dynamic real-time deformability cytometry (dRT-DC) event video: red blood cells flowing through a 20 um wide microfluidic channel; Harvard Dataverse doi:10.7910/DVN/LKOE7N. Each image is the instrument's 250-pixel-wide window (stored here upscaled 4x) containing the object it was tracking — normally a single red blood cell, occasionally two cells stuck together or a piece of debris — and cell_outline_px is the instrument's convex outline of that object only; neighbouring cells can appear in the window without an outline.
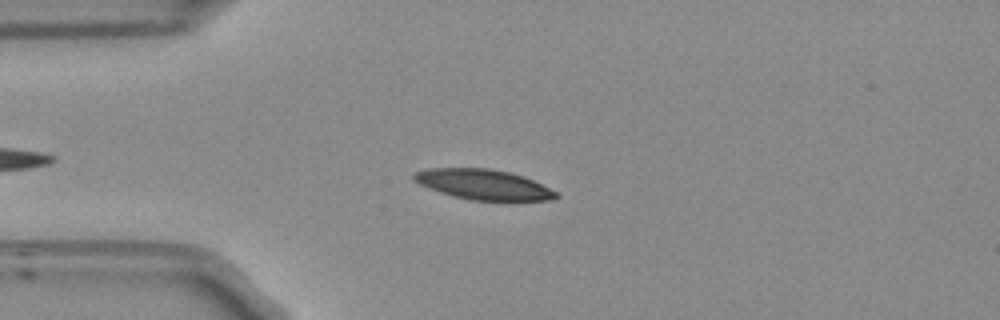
{"species": "Egyptian fruit bat (a non-hibernating species)", "species_latin": "Rousettus aegyptiacus", "temperature_condition": "room temperature", "stored_images_in_passage": 41, "camera_frame_rate_fps": 3000, "um_per_image_px": 0.085, "frame": {"image": 1, "passage_image": 4, "time_ms": 1.0, "image_size_px": [1000, 320], "cell_outline_px": [[560, 196], [552, 200], [472, 200], [440, 192], [420, 184], [412, 176], [416, 172], [428, 168], [488, 168], [508, 172], [524, 176], [556, 192]], "centroid_in_image_um": [41.1, 15.67], "position_along_channel_um": 43.9, "area_um2": 24.51}}
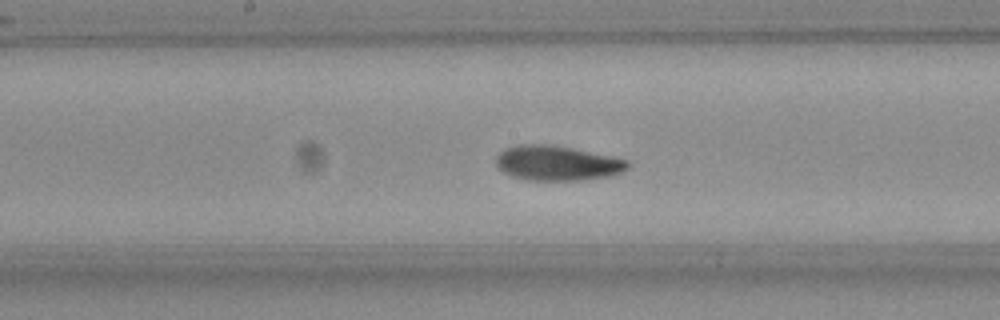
{"frame": {"image": 2, "passage_image": 18, "time_ms": 5.667, "image_size_px": [1000, 320], "cell_outline_px": [[632, 164], [628, 168], [612, 176], [584, 180], [528, 180], [512, 176], [504, 172], [496, 164], [496, 156], [500, 152], [508, 148], [520, 144], [552, 144], [612, 156], [628, 160]], "centroid_in_image_um": [47.4, 13.86], "position_along_channel_um": 200.8, "area_um2": 26.82}}
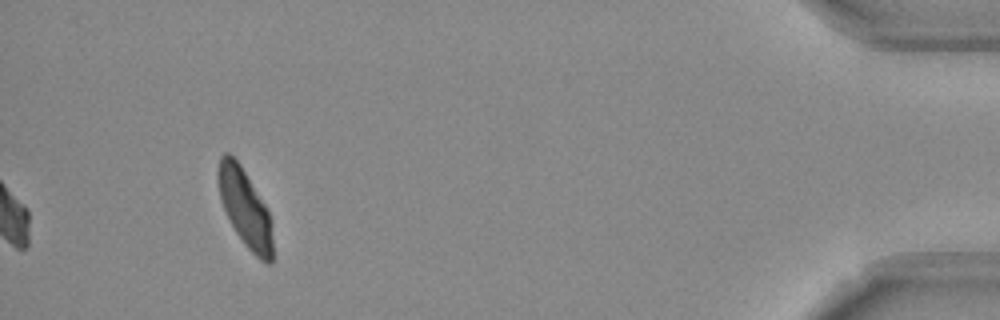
{"frame": {"image": 3, "passage_image": 41, "time_ms": 13.333, "image_size_px": [1000, 320], "cell_outline_px": [[272, 264], [268, 264], [260, 260], [244, 244], [236, 232], [220, 200], [216, 176], [216, 172], [220, 156], [224, 152], [228, 152], [240, 164], [268, 208], [272, 220]], "centroid_in_image_um": [20.83, 17.66], "position_along_channel_um": 414.4, "area_um2": 24.97}, "authors_computed_cell_mechanics": {"area_um2": 25.6632, "velocity_mm_per_s": 3.7178, "shape_relaxation_time_tau1_ms": 2.9942, "shape_relaxation_time_tau2_ms": 2.0755, "deformation_change_tau1": 0.1322, "deformation_change_tau2": 0.068}}